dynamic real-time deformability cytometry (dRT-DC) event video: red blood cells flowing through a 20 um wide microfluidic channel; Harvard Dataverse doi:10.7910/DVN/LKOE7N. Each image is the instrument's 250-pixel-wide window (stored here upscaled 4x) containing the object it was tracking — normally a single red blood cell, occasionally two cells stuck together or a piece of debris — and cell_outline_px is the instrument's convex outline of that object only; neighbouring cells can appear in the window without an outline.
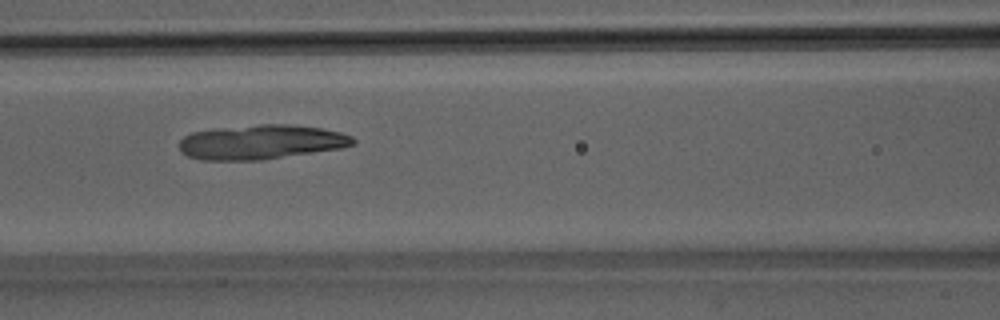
{"species": "Egyptian fruit bat (a non-hibernating species)", "species_latin": "Rousettus aegyptiacus", "temperature_condition": "room temperature", "stored_images_in_passage": 50, "camera_frame_rate_fps": 3000, "um_per_image_px": 0.085, "animal": {"sex": "male"}, "frame": {"image": 1, "passage_image": 22, "time_ms": 7.0, "image_size_px": [1000, 320], "cell_outline_px": [[356, 144], [344, 148], [260, 160], [200, 160], [188, 156], [180, 152], [180, 140], [184, 136], [192, 132], [216, 128], [260, 124], [288, 124], [320, 128], [340, 132], [352, 136], [356, 140]], "centroid_in_image_um": [22.21, 12.07], "position_along_channel_um": 144.4, "area_um2": 35.14}}
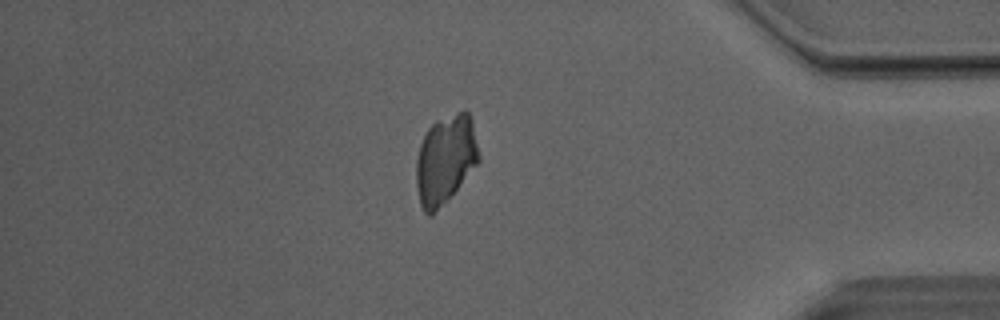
{"frame": {"image": 2, "passage_image": 43, "time_ms": 14.0, "image_size_px": [1000, 320], "cell_outline_px": [[480, 160], [432, 216], [428, 216], [424, 212], [420, 204], [416, 184], [416, 160], [420, 144], [428, 128], [436, 120], [464, 108], [468, 112], [472, 120], [480, 156]], "centroid_in_image_um": [37.85, 13.51], "position_along_channel_um": 397.4, "area_um2": 32.25}}
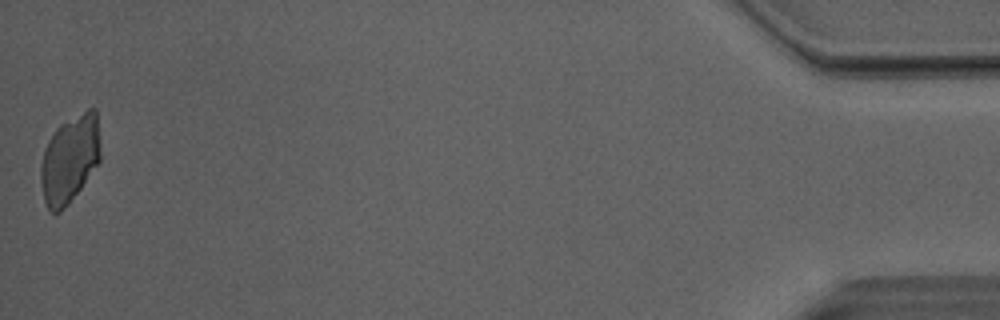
{"frame": {"image": 3, "passage_image": 50, "time_ms": 16.333, "image_size_px": [1000, 320], "cell_outline_px": [[100, 160], [80, 188], [68, 204], [56, 216], [48, 208], [44, 200], [40, 180], [40, 164], [44, 148], [48, 140], [56, 128], [60, 124], [88, 108], [96, 108], [100, 152]], "centroid_in_image_um": [5.9, 13.52], "position_along_channel_um": 429.3, "area_um2": 30.46}}